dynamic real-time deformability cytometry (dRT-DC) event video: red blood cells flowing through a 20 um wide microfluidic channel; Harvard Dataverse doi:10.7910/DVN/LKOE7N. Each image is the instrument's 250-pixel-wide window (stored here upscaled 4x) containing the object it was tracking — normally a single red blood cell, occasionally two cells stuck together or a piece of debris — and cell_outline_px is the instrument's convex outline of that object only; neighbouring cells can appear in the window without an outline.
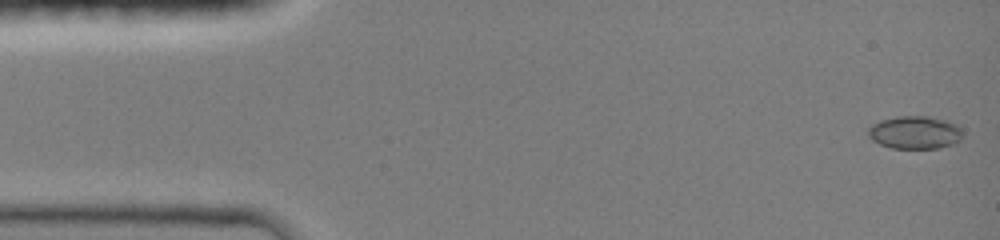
{"species": "common noctule bat (a hibernating species)", "species_latin": "Nyctalus noctula", "temperature_condition": "room temperature", "stored_images_in_passage": 19, "camera_frame_rate_fps": 3000, "um_per_image_px": 0.085, "animal": {"sex": "female", "body_mass_g": 19.0, "forearm_length_mm": 51.5}, "frame": {"image": 1, "passage_image": 1, "time_ms": 0.0, "image_size_px": [1000, 240], "cell_outline_px": [[960, 140], [952, 144], [936, 148], [892, 148], [880, 144], [872, 140], [868, 136], [868, 128], [872, 124], [880, 120], [896, 116], [928, 116], [944, 120], [956, 124], [960, 128]], "centroid_in_image_um": [77.71, 11.25], "position_along_channel_um": 7.3, "area_um2": 17.98}}
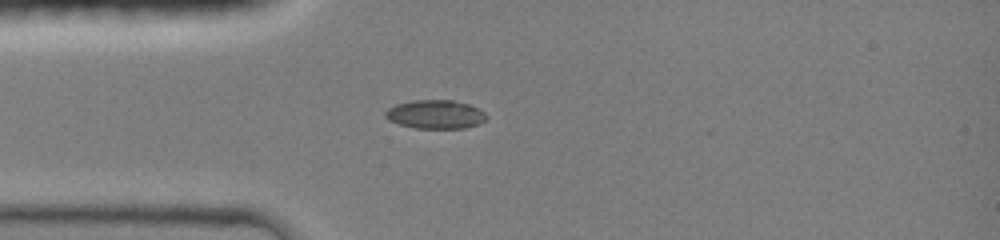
{"frame": {"image": 2, "passage_image": 14, "time_ms": 3.667, "image_size_px": [1000, 240], "cell_outline_px": [[488, 116], [484, 120], [476, 124], [464, 128], [416, 128], [400, 124], [388, 120], [384, 116], [384, 112], [388, 108], [396, 104], [412, 100], [452, 100], [468, 104], [484, 112]], "centroid_in_image_um": [36.96, 9.71], "position_along_channel_um": 48.0, "area_um2": 16.76}}
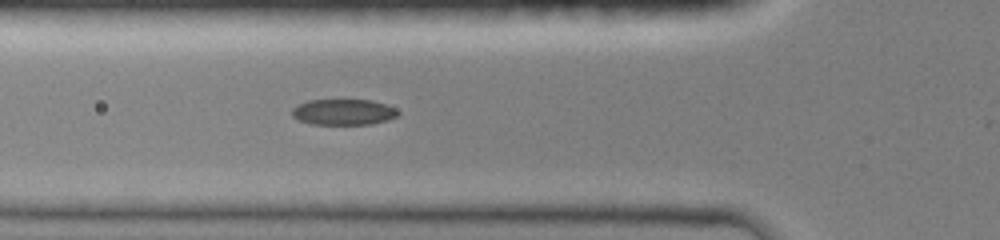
{"frame": {"image": 3, "passage_image": 19, "time_ms": 5.0, "image_size_px": [1000, 240], "cell_outline_px": [[400, 116], [388, 120], [372, 124], [312, 124], [300, 120], [292, 116], [292, 108], [308, 100], [372, 100], [396, 108], [400, 112]], "centroid_in_image_um": [29.25, 9.52], "position_along_channel_um": 96.6, "area_um2": 16.01}}